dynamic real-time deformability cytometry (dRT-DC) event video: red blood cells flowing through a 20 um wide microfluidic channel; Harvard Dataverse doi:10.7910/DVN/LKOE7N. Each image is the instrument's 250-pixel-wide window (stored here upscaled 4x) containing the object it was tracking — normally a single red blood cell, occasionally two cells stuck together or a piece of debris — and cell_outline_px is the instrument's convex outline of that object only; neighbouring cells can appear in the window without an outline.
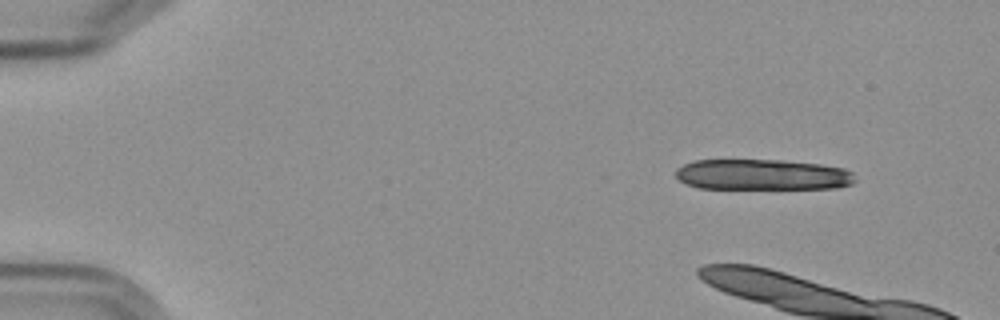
{"species": "Egyptian fruit bat (a non-hibernating species)", "species_latin": "Rousettus aegyptiacus", "temperature_condition": "cold", "stored_images_in_passage": 4, "camera_frame_rate_fps": 3000, "um_per_image_px": 0.085, "frame": {"image": 1, "passage_image": 1, "time_ms": 0.0, "image_size_px": [1000, 320], "cell_outline_px": [[856, 180], [852, 184], [836, 188], [700, 188], [688, 184], [680, 180], [676, 176], [676, 168], [684, 164], [696, 160], [780, 160], [820, 164], [844, 168], [852, 172]], "centroid_in_image_um": [64.83, 14.84], "position_along_channel_um": 20.2, "area_um2": 32.02}}